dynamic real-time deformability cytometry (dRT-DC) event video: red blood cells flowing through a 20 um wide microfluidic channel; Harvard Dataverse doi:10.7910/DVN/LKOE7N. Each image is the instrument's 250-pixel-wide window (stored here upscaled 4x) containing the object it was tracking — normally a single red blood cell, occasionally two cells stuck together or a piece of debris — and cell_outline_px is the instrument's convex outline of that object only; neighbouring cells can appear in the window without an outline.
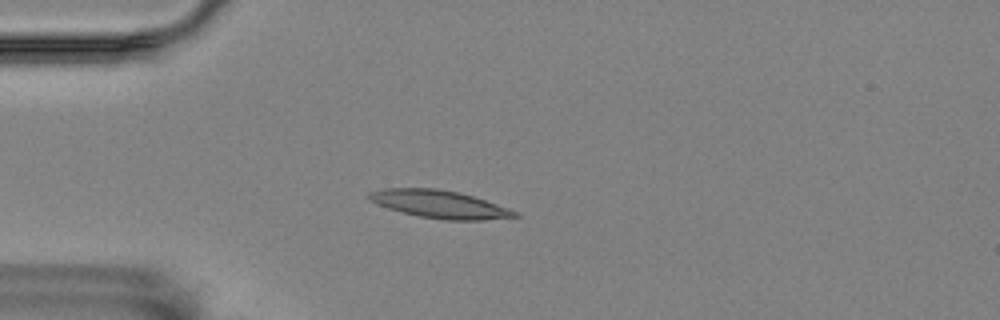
{"species": "Egyptian fruit bat (a non-hibernating species)", "species_latin": "Rousettus aegyptiacus", "temperature_condition": "room temperature", "stored_images_in_passage": 50, "camera_frame_rate_fps": 3000, "um_per_image_px": 0.085, "animal": {"sex": "female"}, "frame": {"image": 1, "passage_image": 13, "time_ms": 4.0, "image_size_px": [1000, 320], "cell_outline_px": [[520, 216], [484, 220], [444, 220], [420, 216], [388, 208], [376, 204], [368, 200], [368, 192], [384, 188], [436, 188], [460, 192], [520, 212]], "centroid_in_image_um": [37.35, 17.35], "position_along_channel_um": 47.6, "area_um2": 23.52}}
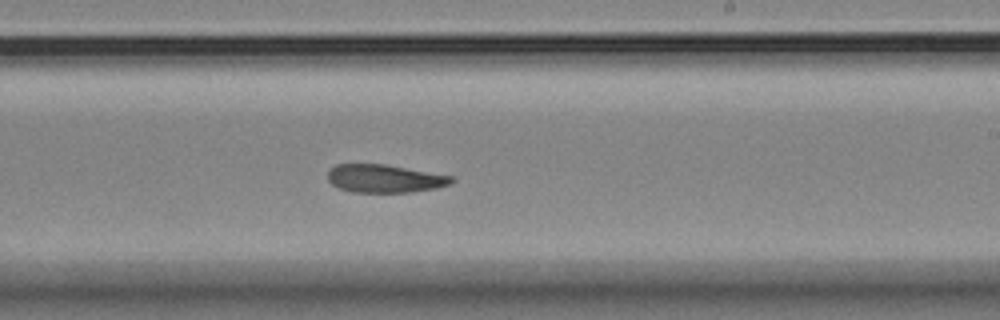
{"frame": {"image": 2, "passage_image": 32, "time_ms": 10.333, "image_size_px": [1000, 320], "cell_outline_px": [[456, 180], [452, 184], [436, 188], [412, 192], [352, 192], [340, 188], [332, 184], [328, 180], [328, 172], [336, 164], [384, 164], [452, 176]], "centroid_in_image_um": [32.72, 15.18], "position_along_channel_um": 256.3, "area_um2": 20.17}}
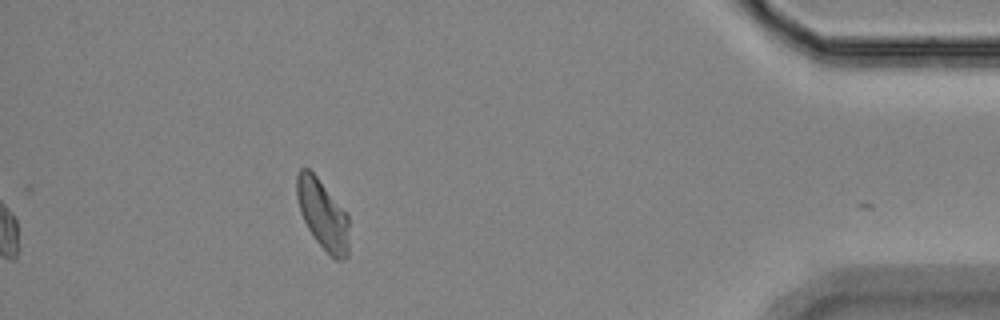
{"frame": {"image": 3, "passage_image": 49, "time_ms": 16.0, "image_size_px": [1000, 320], "cell_outline_px": [[348, 256], [344, 260], [336, 260], [316, 240], [308, 228], [300, 212], [296, 196], [296, 176], [300, 168], [308, 168], [316, 176], [348, 212]], "centroid_in_image_um": [27.44, 18.21], "position_along_channel_um": 407.8, "area_um2": 21.27}}